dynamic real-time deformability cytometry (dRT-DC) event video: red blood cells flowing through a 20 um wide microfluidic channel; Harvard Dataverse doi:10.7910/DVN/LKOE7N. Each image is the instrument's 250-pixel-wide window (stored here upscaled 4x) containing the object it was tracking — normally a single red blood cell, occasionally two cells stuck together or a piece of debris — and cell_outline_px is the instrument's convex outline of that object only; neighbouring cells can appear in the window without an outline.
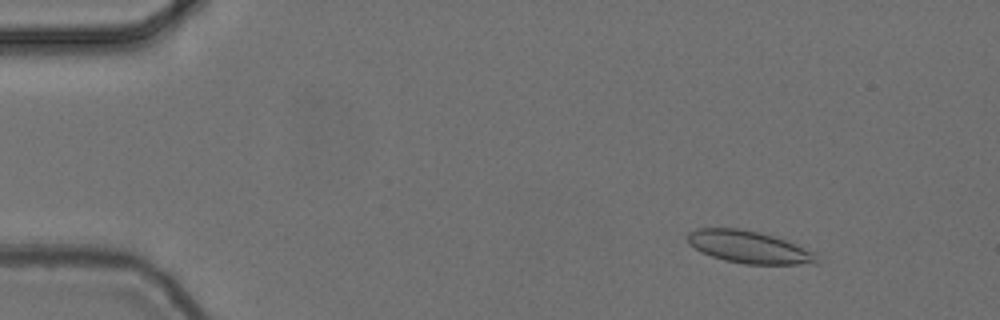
{"species": "common noctule bat (a hibernating species)", "species_latin": "Nyctalus noctula", "temperature_condition": "cold", "stored_images_in_passage": 56, "camera_frame_rate_fps": 3000, "um_per_image_px": 0.085, "animal": {"sex": "female", "body_mass_g": 24.6, "forearm_length_mm": 56.2}, "frame": {"image": 1, "passage_image": 7, "time_ms": 2.0, "image_size_px": [1000, 320], "cell_outline_px": [[816, 264], [744, 264], [724, 260], [700, 252], [688, 244], [688, 232], [696, 228], [736, 228], [760, 232], [796, 244], [816, 252]], "centroid_in_image_um": [63.63, 21.0], "position_along_channel_um": 21.4, "area_um2": 24.28}}
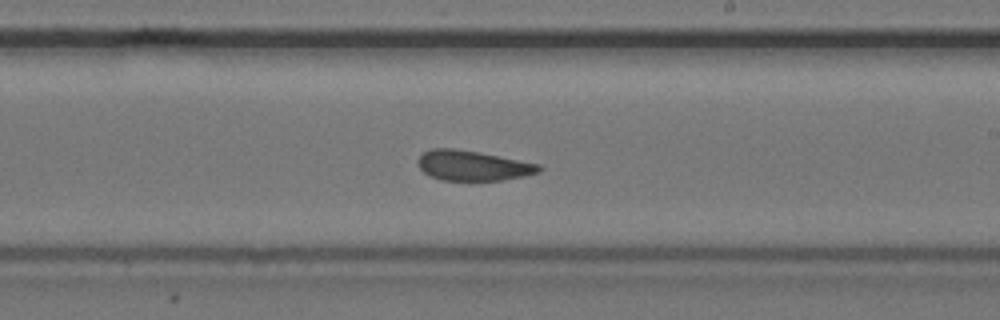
{"frame": {"image": 2, "passage_image": 33, "time_ms": 10.667, "image_size_px": [1000, 320], "cell_outline_px": [[544, 168], [540, 172], [524, 176], [504, 180], [440, 180], [424, 172], [420, 168], [420, 156], [424, 152], [432, 148], [452, 148], [476, 152], [540, 164]], "centroid_in_image_um": [40.23, 14.08], "position_along_channel_um": 248.8, "area_um2": 20.87}}
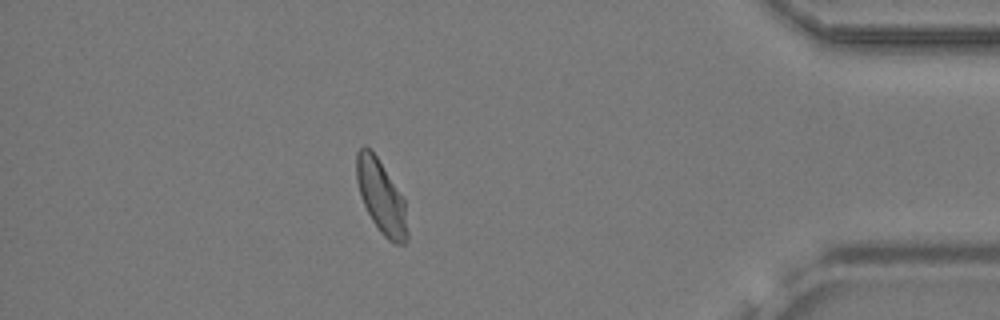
{"frame": {"image": 3, "passage_image": 49, "time_ms": 16.0, "image_size_px": [1000, 320], "cell_outline_px": [[408, 240], [404, 244], [396, 244], [388, 240], [380, 232], [372, 220], [360, 196], [356, 180], [356, 152], [364, 144], [372, 148], [404, 196], [408, 232]], "centroid_in_image_um": [32.41, 16.69], "position_along_channel_um": 402.8, "area_um2": 22.31}, "authors_computed_cell_mechanics": {"area_um2": 22.0218, "velocity_mm_per_s": 3.6766, "shape_relaxation_time_tau1_ms": null, "shape_relaxation_time_tau2_ms": 4.357, "deformation_change_tau1": null, "deformation_change_tau2": 0.0552}}